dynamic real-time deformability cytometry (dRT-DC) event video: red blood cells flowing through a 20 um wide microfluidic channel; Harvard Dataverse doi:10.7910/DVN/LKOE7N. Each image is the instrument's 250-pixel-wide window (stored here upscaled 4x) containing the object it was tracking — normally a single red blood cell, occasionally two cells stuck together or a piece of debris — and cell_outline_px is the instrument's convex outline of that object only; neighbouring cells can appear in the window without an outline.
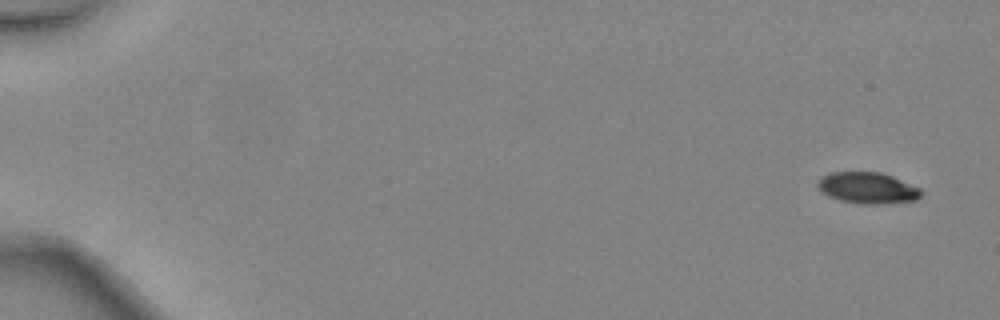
{"species": "common noctule bat (a hibernating species)", "species_latin": "Nyctalus noctula", "temperature_condition": "warm", "stored_images_in_passage": 6, "camera_frame_rate_fps": 3000, "um_per_image_px": 0.085, "animal": {"sex": "female", "body_mass_g": 24.6, "forearm_length_mm": 56.2}, "frame": {"image": 1, "passage_image": 1, "time_ms": 0.0, "image_size_px": [1000, 320], "cell_outline_px": [[924, 192], [916, 200], [880, 204], [860, 204], [840, 200], [828, 196], [816, 184], [820, 176], [828, 172], [880, 172], [892, 176], [920, 188]], "centroid_in_image_um": [73.74, 15.97], "position_along_channel_um": 11.3, "area_um2": 18.9}}
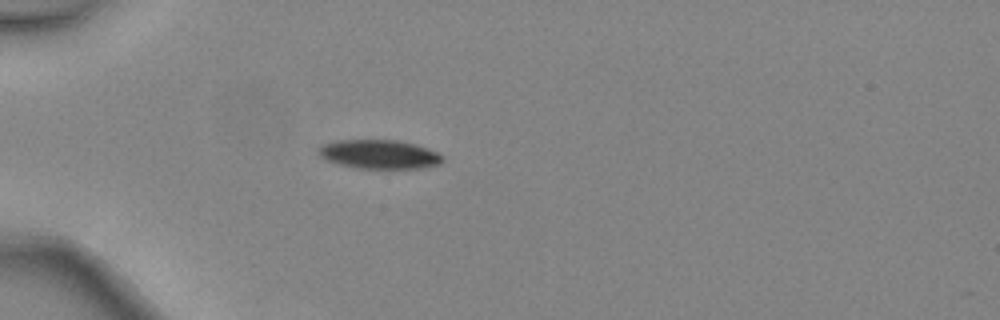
{"frame": {"image": 2, "passage_image": 4, "time_ms": 1.0, "image_size_px": [1000, 320], "cell_outline_px": [[444, 160], [440, 164], [424, 168], [356, 168], [336, 164], [324, 160], [316, 152], [316, 148], [320, 144], [336, 140], [396, 140], [416, 144], [428, 148], [444, 156]], "centroid_in_image_um": [32.18, 13.11], "position_along_channel_um": 52.8, "area_um2": 21.39}}